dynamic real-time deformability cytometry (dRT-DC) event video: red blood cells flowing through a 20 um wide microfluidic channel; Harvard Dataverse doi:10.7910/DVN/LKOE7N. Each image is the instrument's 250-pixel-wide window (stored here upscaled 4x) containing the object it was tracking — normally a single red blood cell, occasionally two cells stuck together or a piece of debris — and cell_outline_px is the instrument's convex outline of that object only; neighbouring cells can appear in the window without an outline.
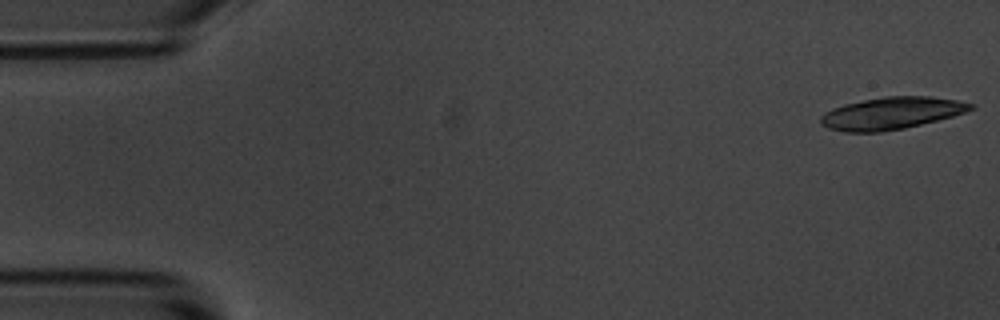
{"species": "common noctule bat (a hibernating species)", "species_latin": "Nyctalus noctula", "temperature_condition": "room temperature", "stored_images_in_passage": 18, "camera_frame_rate_fps": 3000, "um_per_image_px": 0.085, "animal": {"sex": "male", "body_mass_g": 20.1, "forearm_length_mm": 53.5}, "frame": {"image": 1, "passage_image": 1, "time_ms": 0.0, "image_size_px": [1000, 320], "cell_outline_px": [[976, 108], [952, 116], [904, 128], [880, 132], [844, 132], [828, 128], [820, 124], [820, 116], [824, 112], [832, 108], [844, 104], [864, 100], [888, 96], [932, 96], [956, 100], [976, 104]], "centroid_in_image_um": [75.75, 9.62], "position_along_channel_um": 9.2, "area_um2": 28.09}}